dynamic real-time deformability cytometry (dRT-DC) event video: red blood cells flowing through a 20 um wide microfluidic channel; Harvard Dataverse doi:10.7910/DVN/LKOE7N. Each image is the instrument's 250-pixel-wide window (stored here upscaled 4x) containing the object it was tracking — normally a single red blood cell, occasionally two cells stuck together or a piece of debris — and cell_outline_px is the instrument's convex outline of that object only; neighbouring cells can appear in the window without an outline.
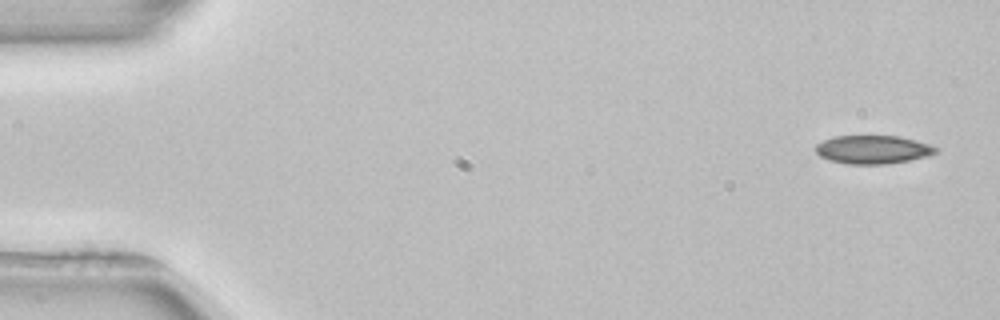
{"species": "common noctule bat (a hibernating species)", "species_latin": "Nyctalus noctula", "temperature_condition": "room temperature", "stored_images_in_passage": 51, "camera_frame_rate_fps": 3000, "um_per_image_px": 0.085, "animal": {"sex": "female", "body_mass_g": 22.7, "forearm_length_mm": 54.2}, "frame": {"image": 1, "passage_image": 1, "time_ms": 0.0, "image_size_px": [1000, 320], "cell_outline_px": [[940, 148], [936, 152], [928, 156], [888, 164], [848, 164], [832, 160], [820, 156], [816, 152], [816, 144], [824, 140], [836, 136], [900, 136], [928, 144]], "centroid_in_image_um": [74.21, 12.71], "position_along_channel_um": 10.8, "area_um2": 19.71}}
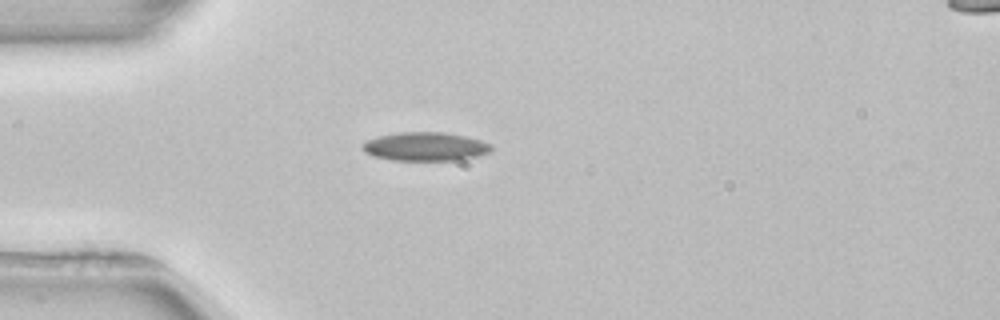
{"frame": {"image": 2, "passage_image": 13, "time_ms": 4.0, "image_size_px": [1000, 320], "cell_outline_px": [[492, 148], [488, 152], [476, 156], [460, 160], [392, 160], [372, 156], [364, 152], [364, 144], [368, 140], [380, 136], [400, 132], [444, 132], [464, 136], [480, 140], [492, 144]], "centroid_in_image_um": [36.17, 12.46], "position_along_channel_um": 48.8, "area_um2": 21.27}}
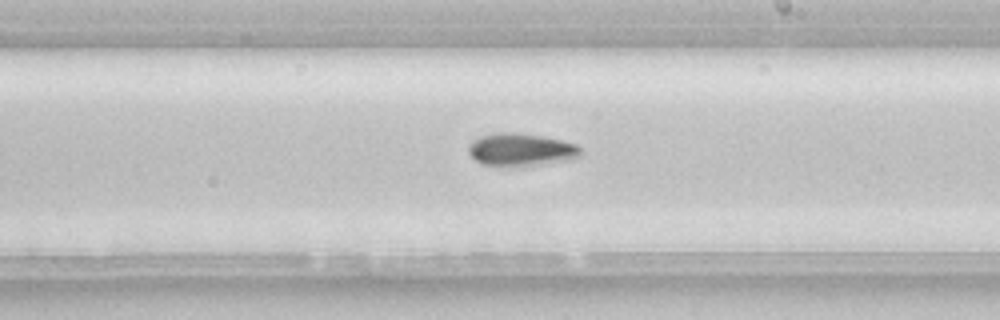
{"frame": {"image": 3, "passage_image": 29, "time_ms": 9.333, "image_size_px": [1000, 320], "cell_outline_px": [[584, 152], [580, 156], [572, 160], [524, 168], [516, 168], [480, 164], [468, 152], [468, 144], [472, 140], [480, 136], [496, 132], [516, 132], [540, 136], [560, 140], [576, 144]], "centroid_in_image_um": [44.29, 12.76], "position_along_channel_um": 244.7, "area_um2": 22.25}, "authors_computed_cell_mechanics": {"area_um2": 20.808, "velocity_mm_per_s": 3.9251, "shape_relaxation_time_tau1_ms": 3.8857, "shape_relaxation_time_tau2_ms": null, "deformation_change_tau1": 0.0968, "deformation_change_tau2": null}}